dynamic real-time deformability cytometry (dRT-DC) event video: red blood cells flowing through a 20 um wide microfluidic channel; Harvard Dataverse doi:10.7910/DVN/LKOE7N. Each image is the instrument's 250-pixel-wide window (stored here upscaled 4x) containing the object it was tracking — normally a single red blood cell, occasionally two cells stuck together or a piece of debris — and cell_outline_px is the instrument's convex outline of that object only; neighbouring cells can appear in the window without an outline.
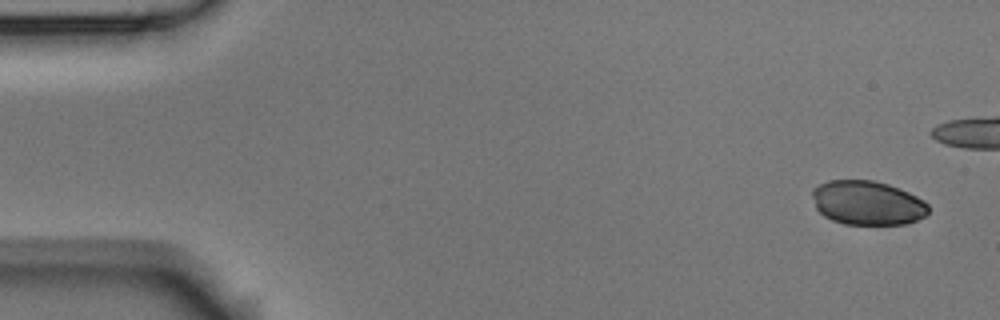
{"species": "Egyptian fruit bat (a non-hibernating species)", "species_latin": "Rousettus aegyptiacus", "temperature_condition": "room temperature", "stored_images_in_passage": 13, "camera_frame_rate_fps": 3000, "um_per_image_px": 0.085, "animal": {"sex": "male"}, "frame": {"image": 1, "passage_image": 1, "time_ms": 0.0, "image_size_px": [1000, 320], "cell_outline_px": [[928, 212], [924, 216], [916, 220], [904, 224], [844, 224], [832, 220], [824, 216], [816, 208], [812, 196], [812, 188], [828, 180], [872, 180], [888, 184], [900, 188], [924, 200], [928, 204]], "centroid_in_image_um": [73.71, 17.24], "position_along_channel_um": 11.3, "area_um2": 29.94}}
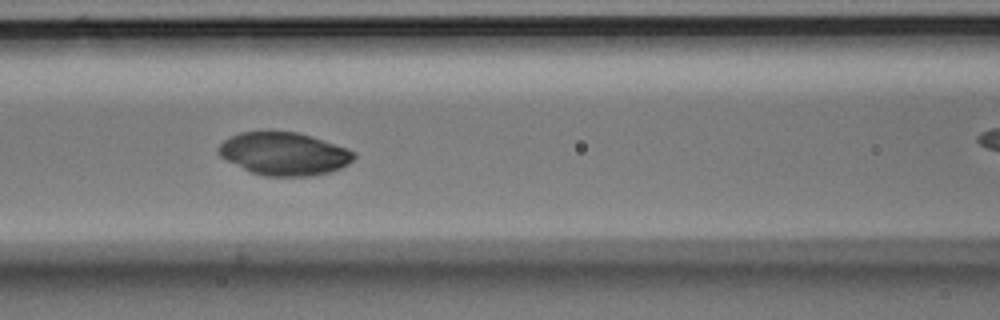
{"frame": {"image": 2, "passage_image": 6, "time_ms": 7.0, "image_size_px": [1000, 320], "cell_outline_px": [[356, 156], [348, 164], [340, 168], [328, 172], [312, 176], [264, 176], [252, 172], [220, 156], [216, 152], [216, 148], [228, 136], [240, 132], [268, 128], [296, 132], [312, 136], [348, 148], [356, 152]], "centroid_in_image_um": [24.12, 13.02], "position_along_channel_um": 142.5, "area_um2": 34.56}}
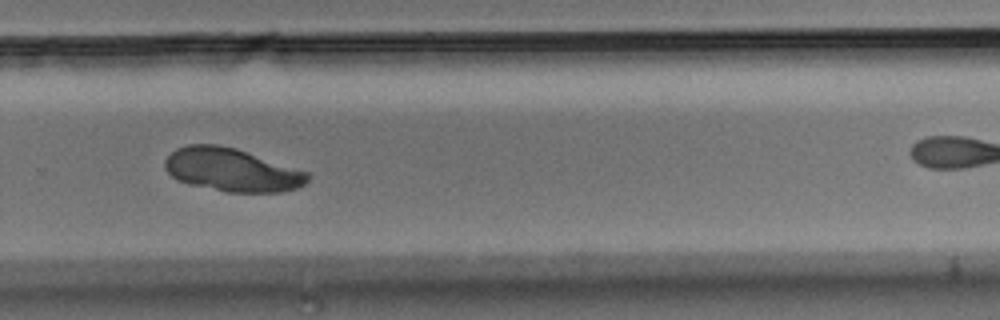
{"frame": {"image": 3, "passage_image": 10, "time_ms": 11.667, "image_size_px": [1000, 320], "cell_outline_px": [[312, 176], [300, 188], [280, 192], [228, 192], [188, 184], [176, 180], [164, 168], [164, 160], [176, 148], [188, 144], [216, 144], [236, 148], [312, 172]], "centroid_in_image_um": [19.75, 14.44], "position_along_channel_um": 310.0, "area_um2": 36.47}}